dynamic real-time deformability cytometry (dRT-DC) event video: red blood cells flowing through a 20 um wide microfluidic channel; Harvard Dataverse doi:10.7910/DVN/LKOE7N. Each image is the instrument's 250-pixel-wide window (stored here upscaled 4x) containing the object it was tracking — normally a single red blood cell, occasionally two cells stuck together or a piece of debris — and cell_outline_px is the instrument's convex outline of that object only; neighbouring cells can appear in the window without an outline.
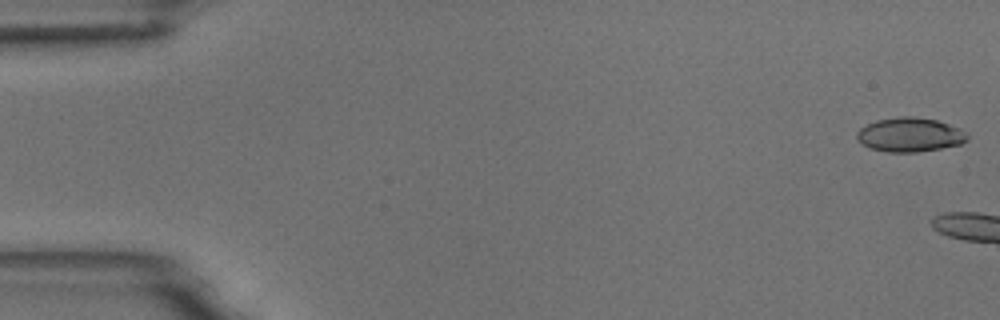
{"species": "common noctule bat (a hibernating species)", "species_latin": "Nyctalus noctula", "temperature_condition": "room temperature", "stored_images_in_passage": 8, "camera_frame_rate_fps": 3000, "um_per_image_px": 0.085, "animal": {"sex": "male", "body_mass_g": 18.8}, "frame": {"image": 1, "passage_image": 1, "time_ms": 0.0, "image_size_px": [1000, 320], "cell_outline_px": [[968, 140], [960, 144], [940, 148], [916, 152], [888, 152], [872, 148], [864, 144], [856, 136], [856, 132], [860, 128], [876, 120], [896, 116], [912, 116], [936, 120], [960, 128], [968, 132]], "centroid_in_image_um": [77.37, 11.44], "position_along_channel_um": 7.6, "area_um2": 21.91}}
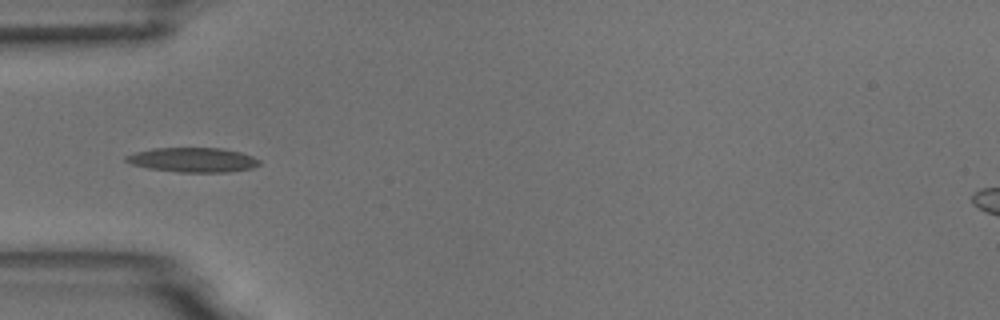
{"frame": {"image": 2, "passage_image": 6, "time_ms": 6.667, "image_size_px": [1000, 320], "cell_outline_px": [[260, 164], [252, 168], [228, 172], [180, 172], [148, 168], [132, 164], [124, 160], [124, 156], [136, 152], [152, 148], [220, 148], [240, 152], [252, 156], [260, 160]], "centroid_in_image_um": [16.39, 13.59], "position_along_channel_um": 68.6, "area_um2": 19.02}}